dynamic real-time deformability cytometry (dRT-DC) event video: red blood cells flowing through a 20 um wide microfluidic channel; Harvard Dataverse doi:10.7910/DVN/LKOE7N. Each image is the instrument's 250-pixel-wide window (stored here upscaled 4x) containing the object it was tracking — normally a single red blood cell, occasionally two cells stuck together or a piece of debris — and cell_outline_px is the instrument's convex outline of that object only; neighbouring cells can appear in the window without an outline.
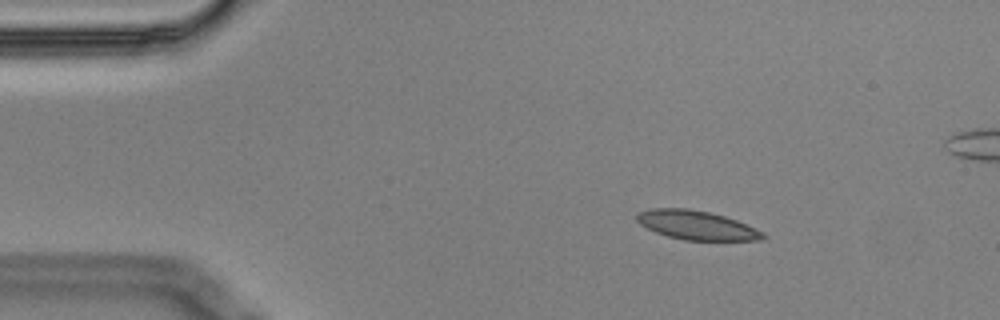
{"species": "Egyptian fruit bat (a non-hibernating species)", "species_latin": "Rousettus aegyptiacus", "temperature_condition": "cold", "stored_images_in_passage": 3, "camera_frame_rate_fps": 3000, "um_per_image_px": 0.085, "animal": {"sex": "male"}, "frame": {"image": 1, "passage_image": 1, "time_ms": 0.0, "image_size_px": [1000, 320], "cell_outline_px": [[768, 236], [760, 240], [684, 240], [668, 236], [656, 232], [640, 224], [636, 220], [636, 212], [652, 208], [688, 208], [708, 212], [724, 216], [736, 220], [756, 228], [764, 232]], "centroid_in_image_um": [59.21, 19.13], "position_along_channel_um": 25.8, "area_um2": 21.33}}